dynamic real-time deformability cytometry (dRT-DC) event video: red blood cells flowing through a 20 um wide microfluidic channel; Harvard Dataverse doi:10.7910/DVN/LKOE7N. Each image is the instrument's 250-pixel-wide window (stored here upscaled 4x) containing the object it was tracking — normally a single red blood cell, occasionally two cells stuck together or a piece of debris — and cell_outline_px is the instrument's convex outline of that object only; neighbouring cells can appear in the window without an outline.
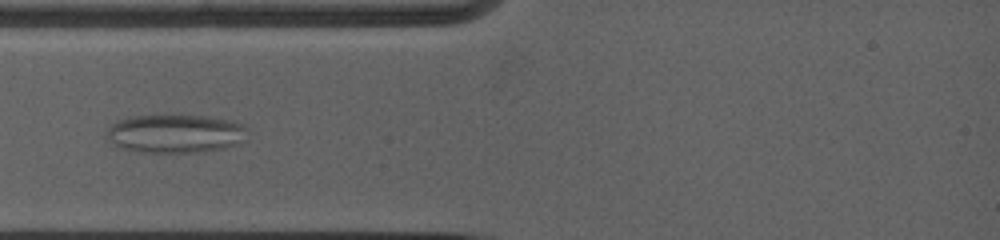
{"species": "common noctule bat (a hibernating species)", "species_latin": "Nyctalus noctula", "temperature_condition": "warm", "stored_images_in_passage": 14, "camera_frame_rate_fps": 5000, "um_per_image_px": 0.085, "animal": {"sex": "female", "body_mass_g": 19.0, "forearm_length_mm": 53.3}, "frame": {"image": 1, "passage_image": 10, "time_ms": 2.8, "image_size_px": [1000, 240], "cell_outline_px": [[248, 128], [244, 140], [236, 144], [224, 148], [204, 152], [136, 152], [120, 148], [108, 140], [108, 132], [112, 124], [116, 120], [132, 116], [208, 116], [228, 120], [244, 124]], "centroid_in_image_um": [14.92, 11.37], "position_along_channel_um": 70.1, "area_um2": 31.56}}
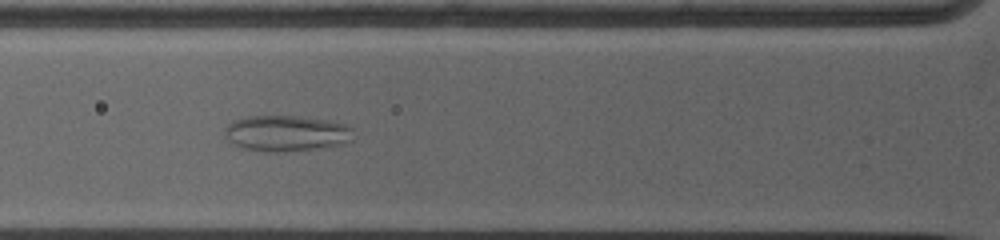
{"frame": {"image": 2, "passage_image": 12, "time_ms": 3.6, "image_size_px": [1000, 240], "cell_outline_px": [[352, 140], [344, 144], [316, 148], [284, 152], [260, 152], [240, 148], [232, 144], [224, 136], [224, 128], [232, 120], [248, 116], [300, 116], [328, 120], [348, 124], [352, 128]], "centroid_in_image_um": [24.3, 11.33], "position_along_channel_um": 101.5, "area_um2": 27.46}}